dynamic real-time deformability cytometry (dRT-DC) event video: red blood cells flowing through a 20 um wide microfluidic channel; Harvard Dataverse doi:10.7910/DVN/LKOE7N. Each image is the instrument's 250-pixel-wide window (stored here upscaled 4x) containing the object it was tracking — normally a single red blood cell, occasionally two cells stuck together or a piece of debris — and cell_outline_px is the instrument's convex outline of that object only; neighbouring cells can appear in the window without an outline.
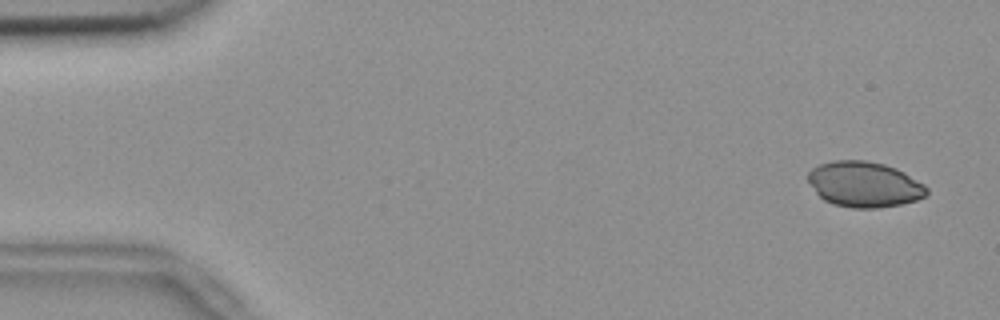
{"species": "common noctule bat (a hibernating species)", "species_latin": "Nyctalus noctula", "temperature_condition": "room temperature", "stored_images_in_passage": 54, "camera_frame_rate_fps": 3000, "um_per_image_px": 0.085, "animal": {"sex": "female", "body_mass_g": 18.4}, "frame": {"image": 1, "passage_image": 3, "time_ms": 0.667, "image_size_px": [1000, 320], "cell_outline_px": [[928, 192], [924, 196], [916, 200], [900, 204], [876, 208], [852, 208], [832, 204], [824, 200], [816, 192], [808, 180], [808, 172], [812, 168], [820, 164], [832, 160], [868, 160], [884, 164], [896, 168], [904, 172], [924, 184], [928, 188]], "centroid_in_image_um": [73.46, 15.66], "position_along_channel_um": 11.5, "area_um2": 31.5}}